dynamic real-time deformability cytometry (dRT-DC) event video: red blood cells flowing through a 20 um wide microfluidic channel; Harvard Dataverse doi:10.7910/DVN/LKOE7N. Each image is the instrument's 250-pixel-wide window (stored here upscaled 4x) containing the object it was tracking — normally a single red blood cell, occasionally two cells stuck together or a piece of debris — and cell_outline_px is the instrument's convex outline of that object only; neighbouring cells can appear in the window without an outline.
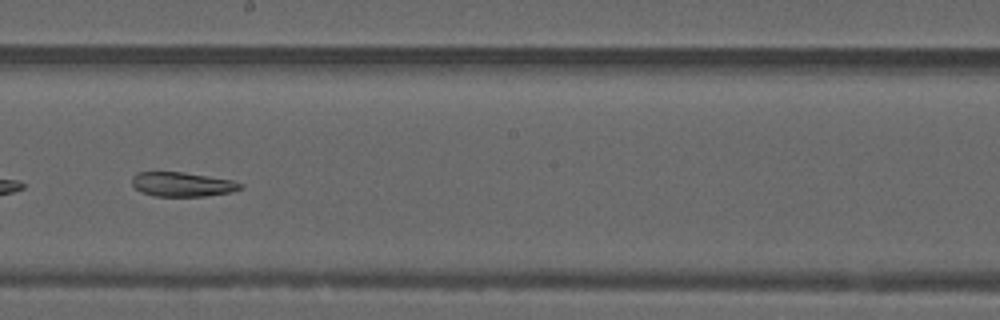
{"species": "common noctule bat (a hibernating species)", "species_latin": "Nyctalus noctula", "temperature_condition": "warm", "stored_images_in_passage": 52, "camera_frame_rate_fps": 3000, "um_per_image_px": 0.085, "animal": {"sex": "male", "forearm_length_mm": 52.5}, "frame": {"image": 1, "passage_image": 30, "time_ms": 9.667, "image_size_px": [1000, 320], "cell_outline_px": [[244, 188], [232, 192], [204, 196], [152, 196], [140, 192], [132, 184], [132, 176], [136, 172], [184, 172], [232, 180], [244, 184]], "centroid_in_image_um": [15.5, 15.67], "position_along_channel_um": 232.7, "area_um2": 15.55}}
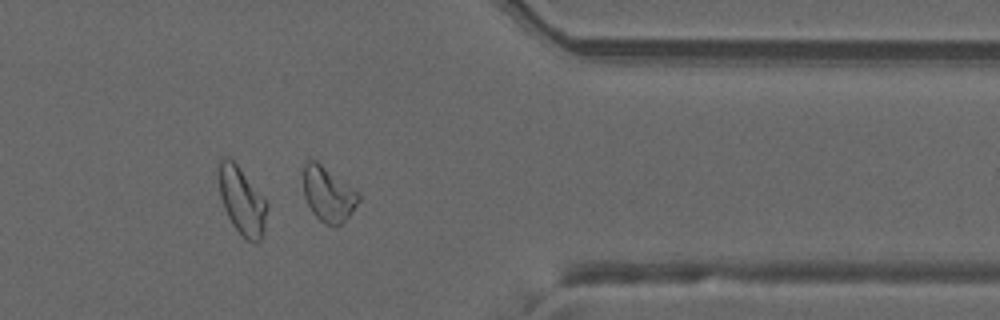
{"frame": {"image": 2, "passage_image": 43, "time_ms": 14.0, "image_size_px": [1000, 320], "cell_outline_px": [[360, 200], [352, 212], [340, 224], [324, 224], [312, 212], [304, 196], [304, 164], [308, 156], [316, 160], [356, 192], [360, 196]], "centroid_in_image_um": [27.85, 16.48], "position_along_channel_um": 383.5, "area_um2": 17.17}}
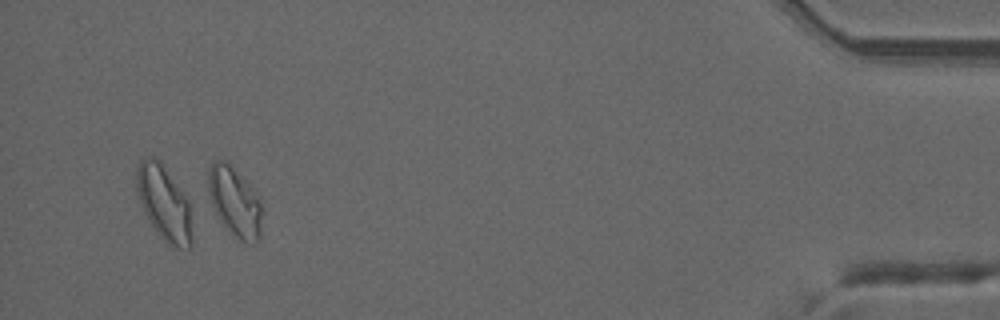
{"frame": {"image": 3, "passage_image": 50, "time_ms": 16.333, "image_size_px": [1000, 320], "cell_outline_px": [[264, 212], [260, 236], [256, 244], [244, 244], [228, 232], [224, 228], [212, 204], [208, 192], [208, 168], [216, 160], [224, 160], [252, 184], [260, 200]], "centroid_in_image_um": [20.01, 17.21], "position_along_channel_um": 415.2, "area_um2": 22.6}, "authors_computed_cell_mechanics": {"area_um2": 19.8254, "velocity_mm_per_s": 3.7868, "shape_relaxation_time_tau1_ms": null, "shape_relaxation_time_tau2_ms": 6.1909, "deformation_change_tau1": null, "deformation_change_tau2": 0.1309}}